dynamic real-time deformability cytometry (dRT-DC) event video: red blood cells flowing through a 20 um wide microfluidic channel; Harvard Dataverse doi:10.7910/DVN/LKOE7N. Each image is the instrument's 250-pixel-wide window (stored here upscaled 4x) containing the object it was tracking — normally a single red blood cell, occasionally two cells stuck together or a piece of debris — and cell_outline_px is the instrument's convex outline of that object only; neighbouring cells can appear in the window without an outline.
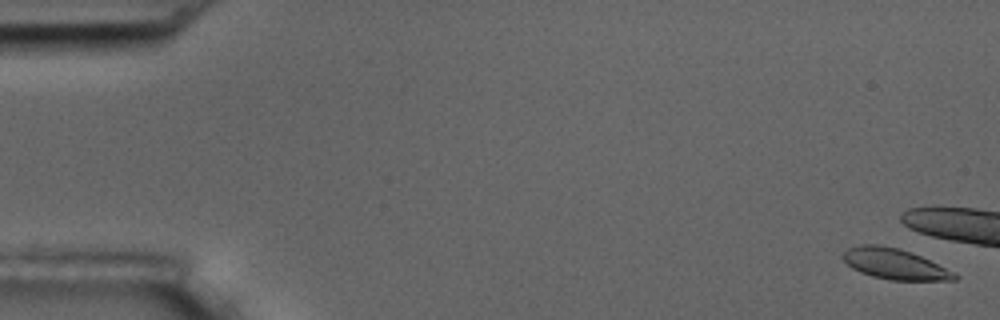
{"species": "common noctule bat (a hibernating species)", "species_latin": "Nyctalus noctula", "temperature_condition": "room temperature", "stored_images_in_passage": 7, "camera_frame_rate_fps": 3000, "um_per_image_px": 0.085, "animal": {"sex": "male", "body_mass_g": 17.5, "forearm_length_mm": 52.3}, "frame": {"image": 1, "passage_image": 1, "time_ms": 0.0, "image_size_px": [1000, 320], "cell_outline_px": [[960, 276], [956, 280], [892, 280], [872, 276], [860, 272], [852, 268], [840, 256], [848, 248], [860, 244], [880, 244], [900, 248], [912, 252]], "centroid_in_image_um": [75.99, 22.42], "position_along_channel_um": 9.0, "area_um2": 19.83}}
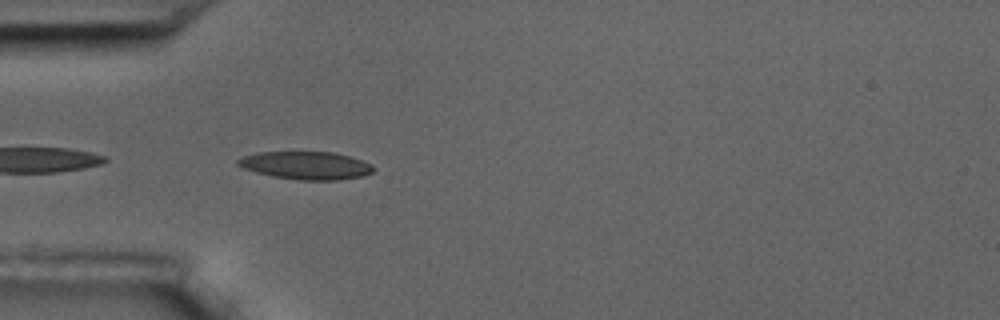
{"frame": {"image": 2, "passage_image": 7, "time_ms": 7.0, "image_size_px": [1000, 320], "cell_outline_px": [[376, 168], [372, 172], [364, 176], [336, 180], [300, 180], [272, 176], [256, 172], [244, 168], [236, 164], [236, 160], [240, 156], [256, 152], [332, 152], [348, 156], [372, 164]], "centroid_in_image_um": [25.98, 14.06], "position_along_channel_um": 59.0, "area_um2": 22.08}}